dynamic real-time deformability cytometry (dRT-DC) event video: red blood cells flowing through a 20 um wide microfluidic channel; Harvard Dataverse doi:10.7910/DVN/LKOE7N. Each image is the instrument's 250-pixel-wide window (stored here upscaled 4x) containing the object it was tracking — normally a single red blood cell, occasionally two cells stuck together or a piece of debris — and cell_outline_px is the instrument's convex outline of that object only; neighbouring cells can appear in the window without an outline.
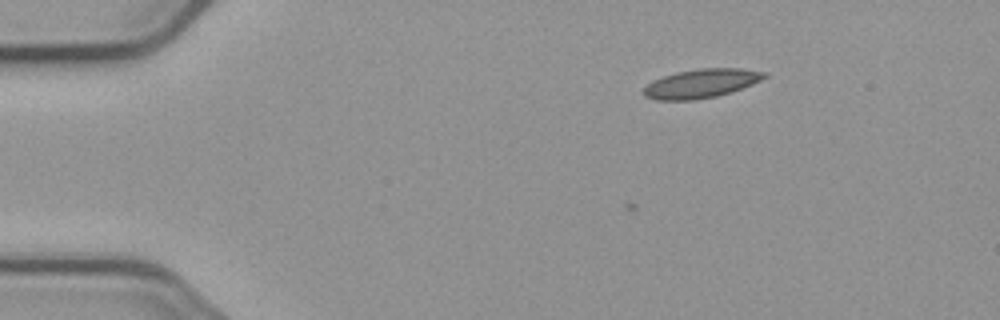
{"species": "common noctule bat (a hibernating species)", "species_latin": "Nyctalus noctula", "temperature_condition": "cold", "stored_images_in_passage": 7, "camera_frame_rate_fps": 3000, "um_per_image_px": 0.085, "animal": {"sex": "male", "body_mass_g": 23.1, "forearm_length_mm": 52.7}, "frame": {"image": 1, "passage_image": 3, "time_ms": 2.333, "image_size_px": [1000, 320], "cell_outline_px": [[768, 76], [752, 84], [716, 96], [692, 100], [656, 100], [644, 96], [644, 88], [652, 80], [676, 72], [700, 68], [740, 68], [768, 72]], "centroid_in_image_um": [59.6, 7.08], "position_along_channel_um": 25.4, "area_um2": 20.17}}
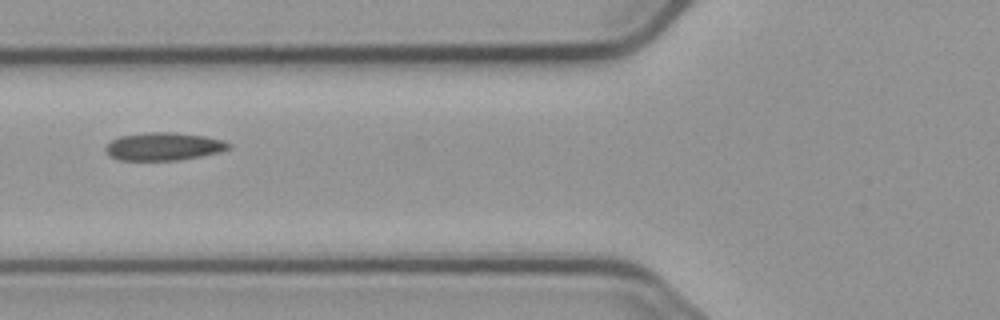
{"frame": {"image": 2, "passage_image": 6, "time_ms": 6.667, "image_size_px": [1000, 320], "cell_outline_px": [[232, 148], [220, 152], [180, 160], [120, 160], [112, 156], [104, 148], [112, 140], [120, 136], [144, 132], [176, 132], [204, 136], [224, 140], [232, 144]], "centroid_in_image_um": [13.97, 12.44], "position_along_channel_um": 111.8, "area_um2": 20.06}}
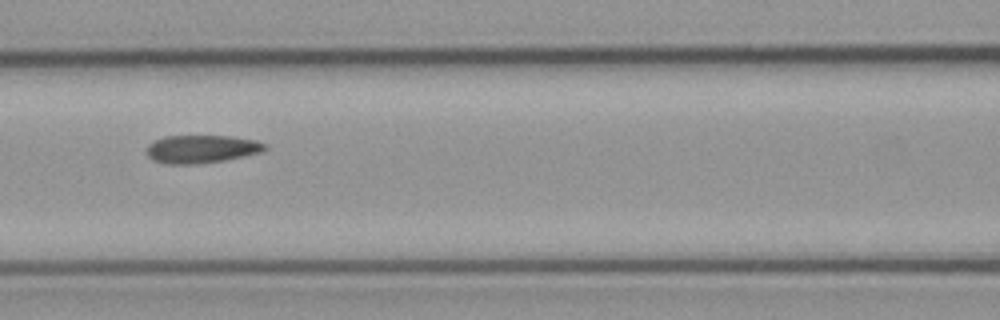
{"frame": {"image": 3, "passage_image": 7, "time_ms": 7.667, "image_size_px": [1000, 320], "cell_outline_px": [[268, 148], [260, 152], [244, 156], [224, 160], [196, 164], [164, 164], [152, 160], [148, 156], [148, 144], [164, 136], [232, 136], [256, 140], [268, 144]], "centroid_in_image_um": [17.15, 12.67], "position_along_channel_um": 149.5, "area_um2": 19.36}}